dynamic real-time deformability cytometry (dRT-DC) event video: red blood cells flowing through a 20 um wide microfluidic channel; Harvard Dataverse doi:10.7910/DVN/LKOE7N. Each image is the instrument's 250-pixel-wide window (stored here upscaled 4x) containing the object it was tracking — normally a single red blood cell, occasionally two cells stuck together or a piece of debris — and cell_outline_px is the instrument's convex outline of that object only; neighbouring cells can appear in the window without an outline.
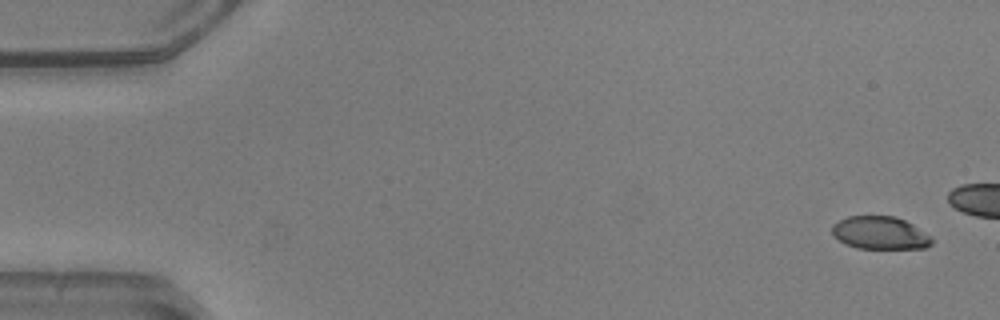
{"species": "common noctule bat (a hibernating species)", "species_latin": "Nyctalus noctula", "temperature_condition": "warm", "stored_images_in_passage": 15, "camera_frame_rate_fps": 3000, "um_per_image_px": 0.085, "animal": {"sex": "male", "body_mass_g": 20.5, "forearm_length_mm": 52.5}, "frame": {"image": 1, "passage_image": 1, "time_ms": 0.0, "image_size_px": [1000, 320], "cell_outline_px": [[932, 244], [924, 248], [856, 248], [844, 244], [832, 232], [832, 224], [848, 216], [896, 216], [912, 224], [932, 236]], "centroid_in_image_um": [74.81, 19.79], "position_along_channel_um": 10.2, "area_um2": 19.02}}